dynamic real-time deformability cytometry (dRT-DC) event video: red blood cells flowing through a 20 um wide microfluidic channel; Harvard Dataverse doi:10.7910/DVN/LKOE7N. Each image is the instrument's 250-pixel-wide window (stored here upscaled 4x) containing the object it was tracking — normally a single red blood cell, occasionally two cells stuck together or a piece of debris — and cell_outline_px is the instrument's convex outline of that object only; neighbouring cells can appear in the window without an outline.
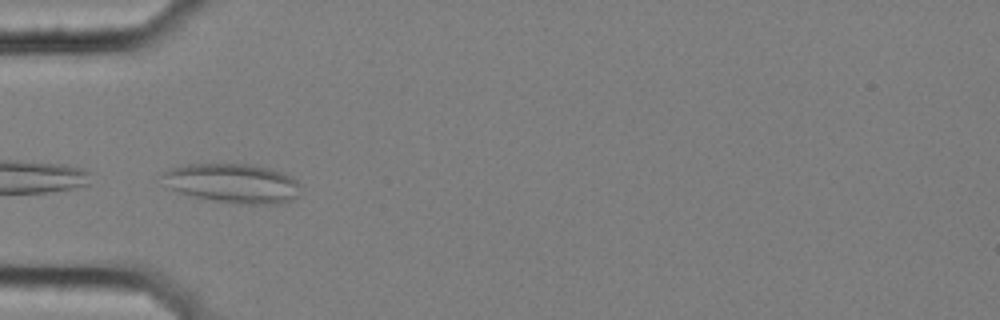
{"species": "common noctule bat (a hibernating species)", "species_latin": "Nyctalus noctula", "temperature_condition": "cold", "stored_images_in_passage": 8, "camera_frame_rate_fps": 3000, "um_per_image_px": 0.085, "animal": {"sex": "female", "body_mass_g": 25.1}, "frame": {"image": 1, "passage_image": 3, "time_ms": 0.667, "image_size_px": [1000, 320], "cell_outline_px": [[300, 196], [292, 200], [276, 204], [240, 204], [200, 200], [176, 192], [160, 176], [164, 172], [172, 168], [184, 164], [252, 164], [268, 168], [292, 176], [300, 184]], "centroid_in_image_um": [19.79, 15.6], "position_along_channel_um": 65.2, "area_um2": 32.25}}